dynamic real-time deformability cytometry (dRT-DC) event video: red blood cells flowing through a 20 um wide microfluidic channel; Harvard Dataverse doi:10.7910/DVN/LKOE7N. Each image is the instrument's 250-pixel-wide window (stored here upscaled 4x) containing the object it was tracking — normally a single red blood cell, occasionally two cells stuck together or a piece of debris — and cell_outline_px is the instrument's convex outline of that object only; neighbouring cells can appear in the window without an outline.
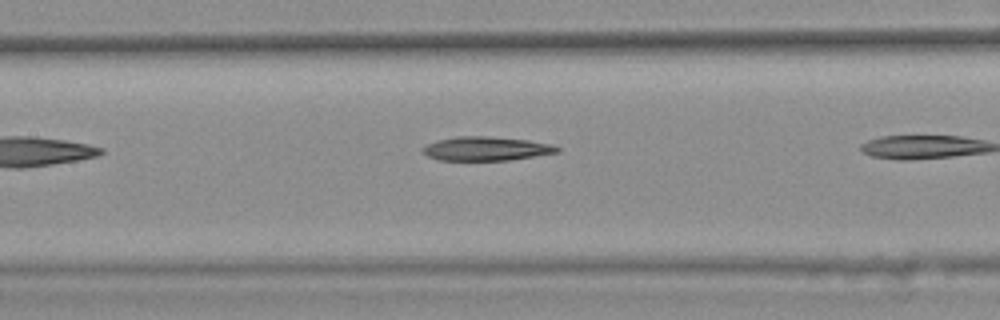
{"species": "common noctule bat (a hibernating species)", "species_latin": "Nyctalus noctula", "temperature_condition": "warm", "stored_images_in_passage": 9, "camera_frame_rate_fps": 3000, "um_per_image_px": 0.085, "animal": {"sex": "female", "body_mass_g": 25.1}, "frame": {"image": 1, "passage_image": 8, "time_ms": 2.333, "image_size_px": [1000, 320], "cell_outline_px": [[560, 152], [508, 160], [440, 160], [428, 156], [420, 152], [420, 148], [436, 140], [456, 136], [488, 136], [528, 140], [552, 144], [560, 148]], "centroid_in_image_um": [41.29, 12.63], "position_along_channel_um": 166.1, "area_um2": 18.84}}